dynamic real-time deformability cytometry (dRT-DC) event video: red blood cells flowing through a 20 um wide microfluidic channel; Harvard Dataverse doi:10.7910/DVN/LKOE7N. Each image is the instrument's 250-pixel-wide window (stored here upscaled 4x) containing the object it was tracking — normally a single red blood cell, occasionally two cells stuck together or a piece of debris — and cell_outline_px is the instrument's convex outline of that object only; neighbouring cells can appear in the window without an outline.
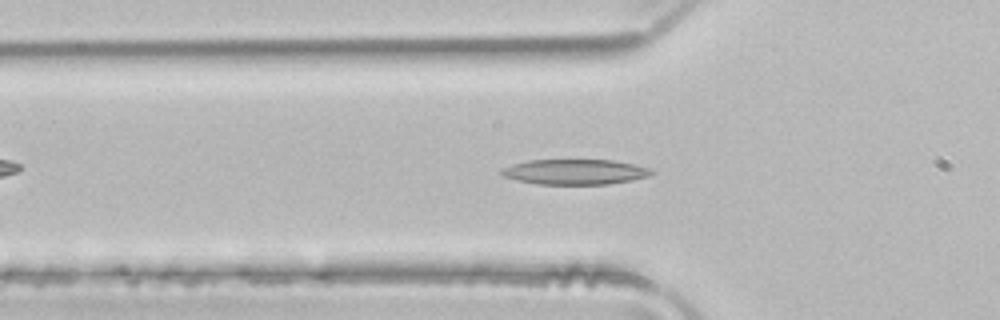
{"species": "common noctule bat (a hibernating species)", "species_latin": "Nyctalus noctula", "temperature_condition": "room temperature", "stored_images_in_passage": 49, "camera_frame_rate_fps": 3000, "um_per_image_px": 0.085, "animal": {"sex": "male", "body_mass_g": 21.5, "forearm_length_mm": 52.0}, "frame": {"image": 1, "passage_image": 14, "time_ms": 4.333, "image_size_px": [1000, 320], "cell_outline_px": [[652, 172], [648, 176], [632, 180], [608, 184], [536, 184], [516, 180], [504, 176], [500, 172], [504, 168], [512, 164], [528, 160], [612, 160], [632, 164], [648, 168]], "centroid_in_image_um": [48.83, 14.61], "position_along_channel_um": 77.0, "area_um2": 21.79}}
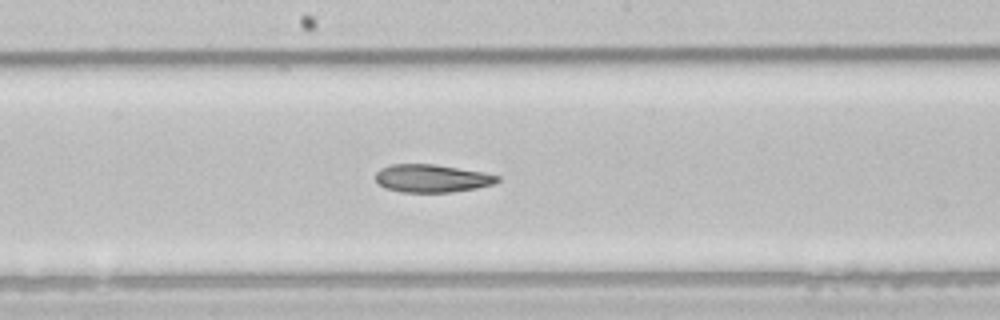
{"frame": {"image": 2, "passage_image": 24, "time_ms": 7.667, "image_size_px": [1000, 320], "cell_outline_px": [[500, 180], [492, 184], [476, 188], [452, 192], [404, 192], [384, 188], [376, 180], [376, 172], [380, 168], [392, 164], [432, 164], [480, 172], [500, 176]], "centroid_in_image_um": [36.67, 15.16], "position_along_channel_um": 211.5, "area_um2": 19.54}}
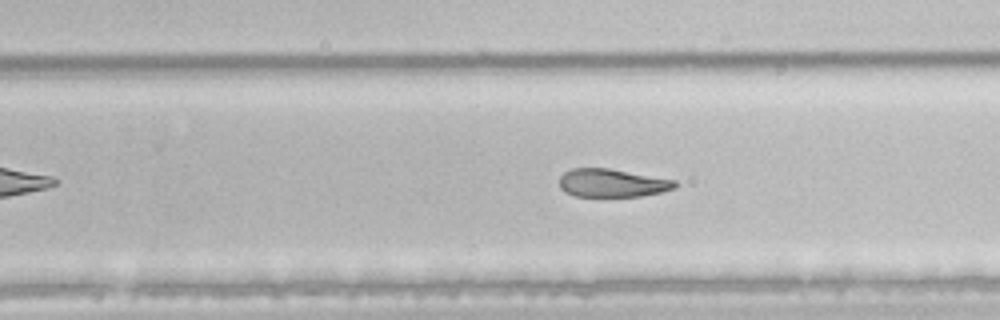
{"frame": {"image": 3, "passage_image": 29, "time_ms": 9.333, "image_size_px": [1000, 320], "cell_outline_px": [[676, 188], [660, 192], [640, 196], [576, 196], [564, 192], [560, 188], [560, 176], [564, 172], [572, 168], [608, 168], [676, 180]], "centroid_in_image_um": [52.01, 15.55], "position_along_channel_um": 277.8, "area_um2": 18.9}, "authors_computed_cell_mechanics": {"area_um2": 21.7906, "velocity_mm_per_s": 4.0079, "shape_relaxation_time_tau1_ms": 7.3604, "shape_relaxation_time_tau2_ms": 6.9334, "deformation_change_tau1": 0.1911, "deformation_change_tau2": 0.1643}}